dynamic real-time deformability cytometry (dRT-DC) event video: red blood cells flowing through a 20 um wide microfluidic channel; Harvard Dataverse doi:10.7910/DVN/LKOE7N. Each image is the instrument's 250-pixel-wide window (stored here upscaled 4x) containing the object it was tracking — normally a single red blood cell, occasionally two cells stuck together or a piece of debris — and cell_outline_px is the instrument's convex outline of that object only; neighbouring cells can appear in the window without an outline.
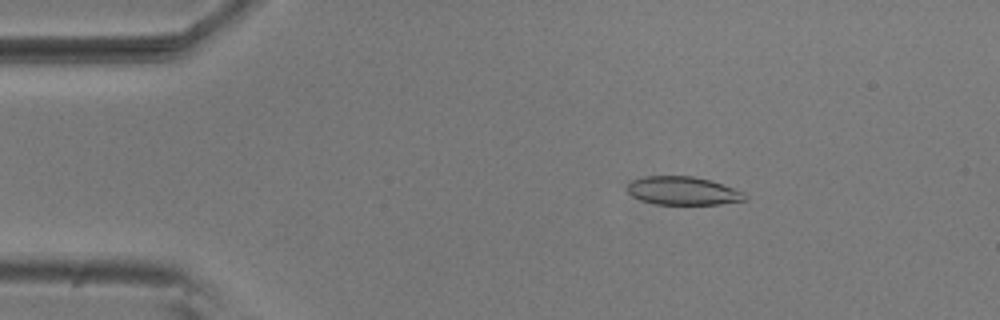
{"species": "common noctule bat (a hibernating species)", "species_latin": "Nyctalus noctula", "temperature_condition": "room temperature", "stored_images_in_passage": 5, "camera_frame_rate_fps": 3000, "um_per_image_px": 0.085, "animal": {"sex": "male", "body_mass_g": 20.5, "forearm_length_mm": 52.5}, "frame": {"image": 1, "passage_image": 3, "time_ms": 0.667, "image_size_px": [1000, 320], "cell_outline_px": [[748, 200], [720, 204], [656, 204], [640, 200], [632, 196], [628, 192], [628, 184], [632, 180], [644, 176], [692, 176], [712, 180], [744, 192], [748, 196]], "centroid_in_image_um": [58.08, 16.22], "position_along_channel_um": 26.9, "area_um2": 19.54}}
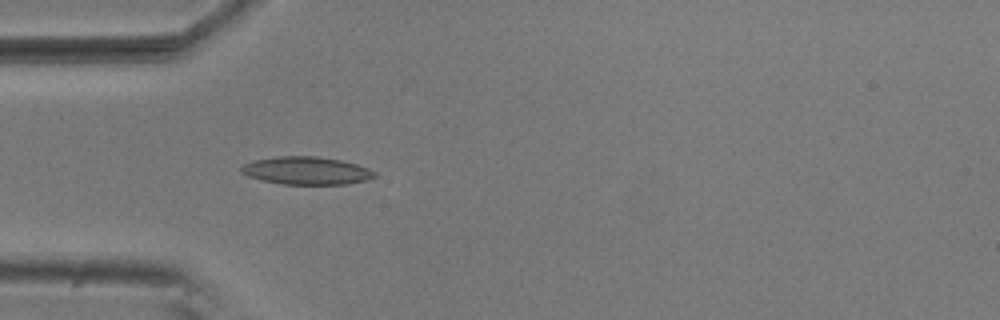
{"frame": {"image": 2, "passage_image": 5, "time_ms": 1.333, "image_size_px": [1000, 320], "cell_outline_px": [[376, 176], [364, 180], [344, 184], [280, 184], [260, 180], [248, 176], [240, 172], [240, 168], [244, 164], [256, 160], [276, 156], [316, 156], [340, 160], [356, 164], [368, 168], [376, 172]], "centroid_in_image_um": [26.01, 14.5], "position_along_channel_um": 59.0, "area_um2": 21.5}}